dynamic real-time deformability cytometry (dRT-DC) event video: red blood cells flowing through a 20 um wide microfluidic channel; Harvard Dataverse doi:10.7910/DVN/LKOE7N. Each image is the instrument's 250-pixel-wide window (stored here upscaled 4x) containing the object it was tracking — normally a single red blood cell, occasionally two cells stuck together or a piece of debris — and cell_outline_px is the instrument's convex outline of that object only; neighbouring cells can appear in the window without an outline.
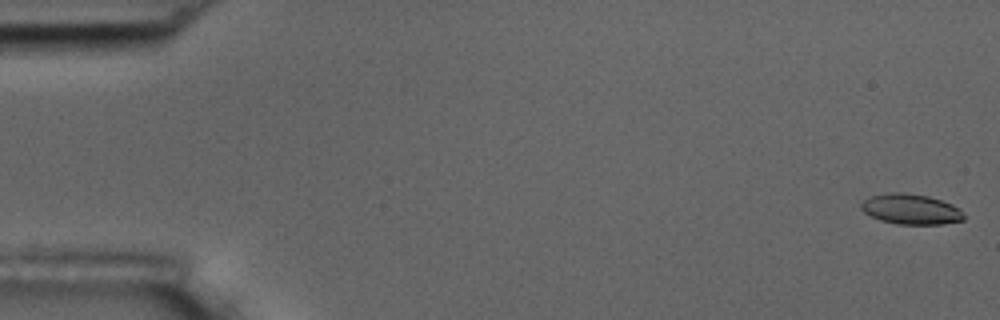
{"species": "common noctule bat (a hibernating species)", "species_latin": "Nyctalus noctula", "temperature_condition": "room temperature", "stored_images_in_passage": 56, "camera_frame_rate_fps": 3000, "um_per_image_px": 0.085, "animal": {"sex": "male", "body_mass_g": 17.5, "forearm_length_mm": 52.3}, "frame": {"image": 1, "passage_image": 1, "time_ms": 0.0, "image_size_px": [1000, 320], "cell_outline_px": [[964, 220], [944, 224], [896, 224], [880, 220], [864, 212], [860, 208], [860, 204], [864, 200], [872, 196], [888, 192], [904, 192], [928, 196], [952, 204], [960, 208], [964, 216]], "centroid_in_image_um": [77.43, 17.78], "position_along_channel_um": 7.6, "area_um2": 18.21}}
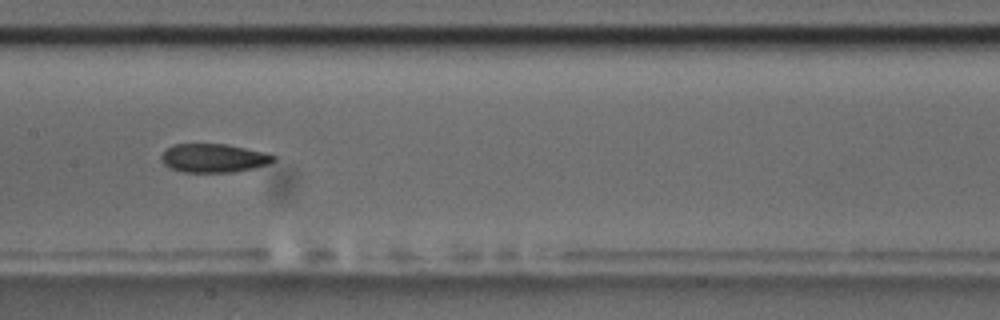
{"frame": {"image": 2, "passage_image": 28, "time_ms": 9.0, "image_size_px": [1000, 320], "cell_outline_px": [[276, 160], [268, 164], [252, 168], [232, 172], [184, 172], [168, 168], [160, 160], [160, 156], [164, 148], [172, 144], [228, 144], [268, 152], [276, 156]], "centroid_in_image_um": [18.14, 13.42], "position_along_channel_um": 189.3, "area_um2": 19.13}}
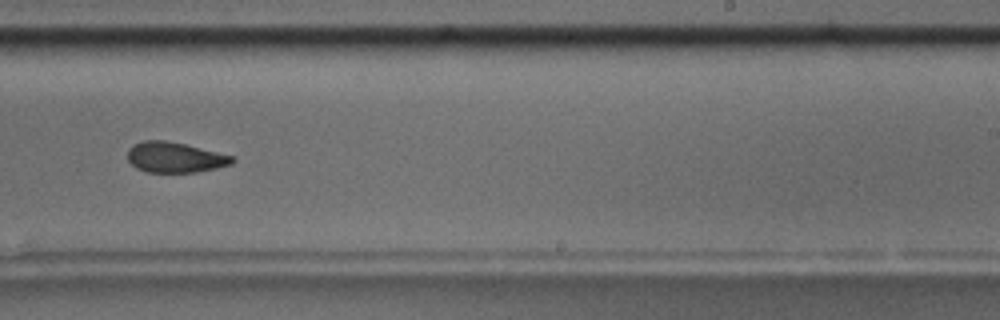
{"frame": {"image": 3, "passage_image": 35, "time_ms": 11.333, "image_size_px": [1000, 320], "cell_outline_px": [[236, 160], [232, 164], [216, 168], [196, 172], [148, 172], [136, 168], [128, 160], [128, 148], [132, 144], [144, 140], [164, 140], [184, 144], [236, 156]], "centroid_in_image_um": [14.89, 13.37], "position_along_channel_um": 274.1, "area_um2": 18.67}, "authors_computed_cell_mechanics": {"area_um2": 19.1896, "velocity_mm_per_s": 3.6488, "shape_relaxation_time_tau1_ms": null, "shape_relaxation_time_tau2_ms": 2.3401, "deformation_change_tau1": null, "deformation_change_tau2": 0.0804}}